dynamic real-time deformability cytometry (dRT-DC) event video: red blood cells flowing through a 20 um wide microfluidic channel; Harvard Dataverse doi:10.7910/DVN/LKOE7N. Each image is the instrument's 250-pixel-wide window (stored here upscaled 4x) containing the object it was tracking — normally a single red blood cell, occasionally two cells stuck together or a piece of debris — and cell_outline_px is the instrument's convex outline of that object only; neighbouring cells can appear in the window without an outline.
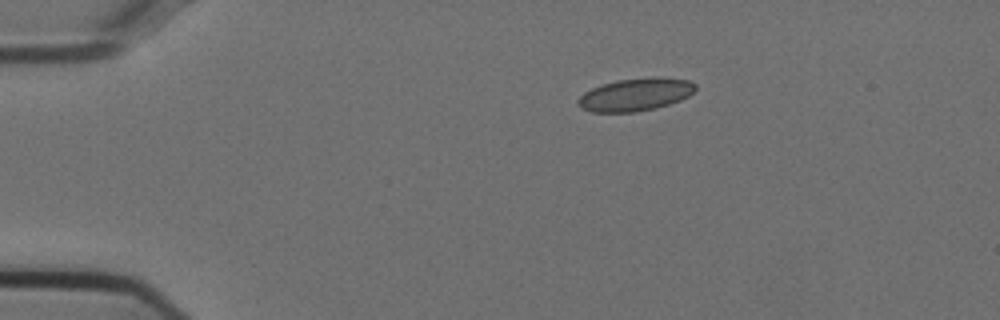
{"species": "Egyptian fruit bat (a non-hibernating species)", "species_latin": "Rousettus aegyptiacus", "temperature_condition": "cold", "stored_images_in_passage": 45, "camera_frame_rate_fps": 3000, "um_per_image_px": 0.085, "animal": {"sex": "female"}, "frame": {"image": 1, "passage_image": 1, "time_ms": 0.0, "image_size_px": [1000, 320], "cell_outline_px": [[696, 88], [688, 96], [680, 100], [656, 108], [636, 112], [592, 112], [580, 108], [576, 104], [576, 100], [584, 92], [592, 88], [604, 84], [620, 80], [688, 80], [696, 84]], "centroid_in_image_um": [53.92, 8.1], "position_along_channel_um": 31.1, "area_um2": 21.39}}
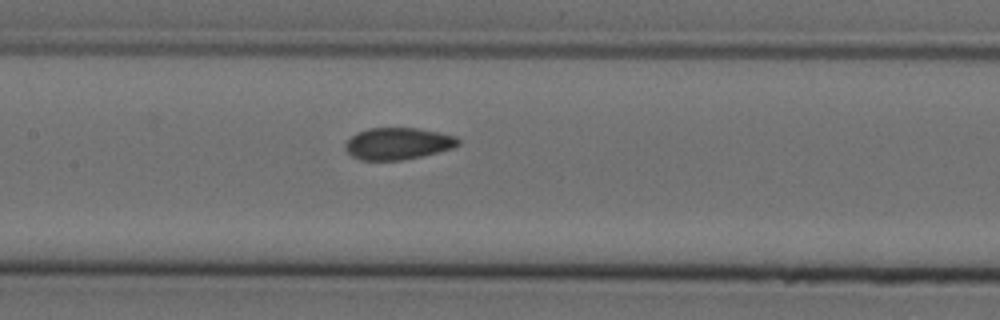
{"frame": {"image": 2, "passage_image": 17, "time_ms": 5.333, "image_size_px": [1000, 320], "cell_outline_px": [[460, 144], [452, 148], [420, 156], [400, 160], [360, 160], [352, 156], [344, 148], [344, 144], [356, 132], [368, 128], [416, 128], [440, 132], [456, 136], [460, 140]], "centroid_in_image_um": [33.8, 12.19], "position_along_channel_um": 173.6, "area_um2": 20.92}}
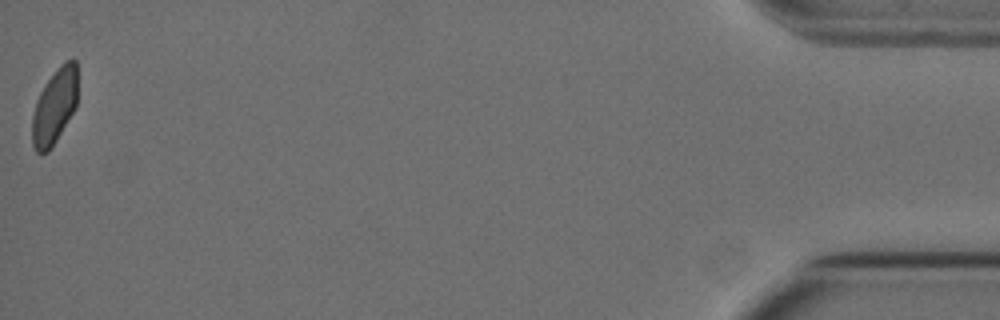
{"frame": {"image": 3, "passage_image": 45, "time_ms": 14.667, "image_size_px": [1000, 320], "cell_outline_px": [[76, 108], [56, 140], [48, 152], [36, 152], [32, 144], [32, 116], [36, 100], [44, 84], [56, 68], [60, 64], [68, 60], [76, 60]], "centroid_in_image_um": [4.62, 9.04], "position_along_channel_um": 430.6, "area_um2": 19.83}, "authors_computed_cell_mechanics": {"area_um2": 21.5016, "velocity_mm_per_s": 3.7394, "shape_relaxation_time_tau1_ms": null, "shape_relaxation_time_tau2_ms": 1.1167, "deformation_change_tau1": null, "deformation_change_tau2": 0.0371}}